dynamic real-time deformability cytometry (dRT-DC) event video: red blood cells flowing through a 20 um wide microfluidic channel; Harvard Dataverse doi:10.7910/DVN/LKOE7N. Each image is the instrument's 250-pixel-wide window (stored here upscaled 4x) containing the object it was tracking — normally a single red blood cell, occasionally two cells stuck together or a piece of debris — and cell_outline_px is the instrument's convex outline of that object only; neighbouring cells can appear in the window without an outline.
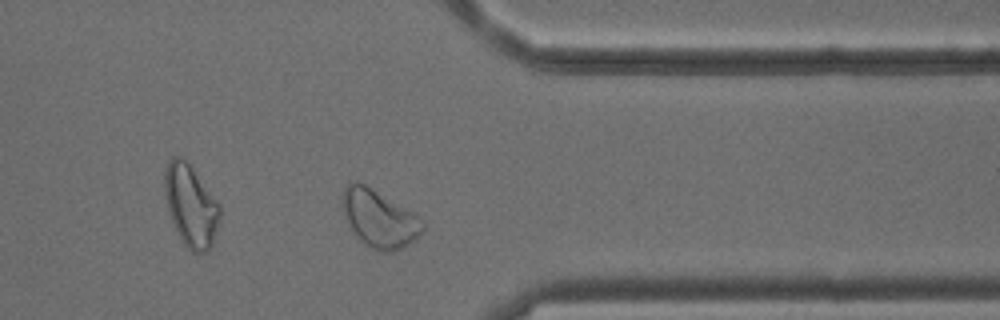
{"species": "common noctule bat (a hibernating species)", "species_latin": "Nyctalus noctula", "temperature_condition": "cold", "stored_images_in_passage": 40, "camera_frame_rate_fps": 3000, "um_per_image_px": 0.085, "animal": {"sex": "male", "body_mass_g": 18.8}, "frame": {"image": 1, "passage_image": 29, "time_ms": 9.333, "image_size_px": [1000, 320], "cell_outline_px": [[424, 228], [420, 236], [404, 248], [392, 252], [384, 252], [372, 248], [364, 244], [356, 236], [348, 224], [344, 216], [344, 188], [348, 180], [356, 180], [364, 184], [416, 216], [424, 224]], "centroid_in_image_um": [32.21, 18.62], "position_along_channel_um": 379.2, "area_um2": 26.24}}
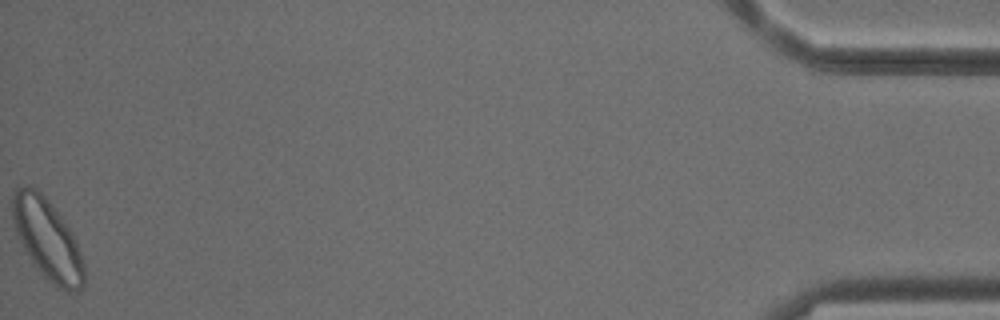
{"frame": {"image": 2, "passage_image": 40, "time_ms": 13.0, "image_size_px": [1000, 320], "cell_outline_px": [[84, 284], [76, 292], [68, 292], [56, 288], [44, 280], [32, 264], [16, 232], [12, 220], [12, 196], [16, 188], [24, 184], [28, 184], [36, 188], [48, 200], [72, 232], [80, 252], [84, 268]], "centroid_in_image_um": [4.01, 20.38], "position_along_channel_um": 431.2, "area_um2": 33.93}, "authors_computed_cell_mechanics": {"area_um2": 24.1315, "velocity_mm_per_s": 3.8231, "shape_relaxation_time_tau1_ms": null, "shape_relaxation_time_tau2_ms": 1.3732, "deformation_change_tau1": null, "deformation_change_tau2": 0.0674}}